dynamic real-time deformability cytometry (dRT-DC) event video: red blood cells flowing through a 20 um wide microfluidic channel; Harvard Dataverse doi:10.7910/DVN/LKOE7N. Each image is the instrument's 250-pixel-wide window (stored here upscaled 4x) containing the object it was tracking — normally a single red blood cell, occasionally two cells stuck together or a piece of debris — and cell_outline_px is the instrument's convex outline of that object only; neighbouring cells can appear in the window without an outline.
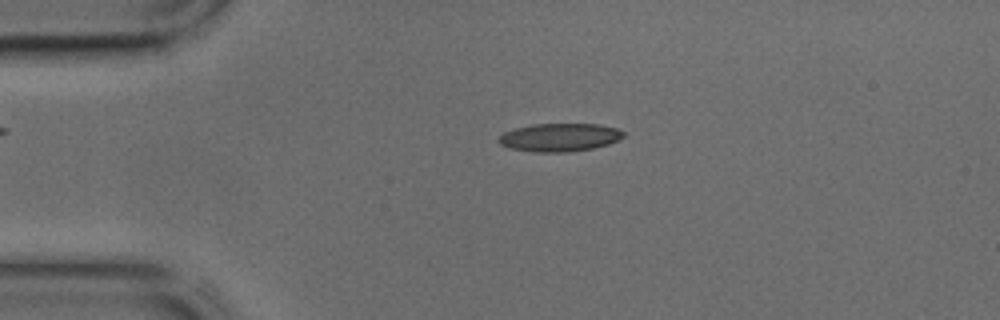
{"species": "common noctule bat (a hibernating species)", "species_latin": "Nyctalus noctula", "temperature_condition": "cold", "stored_images_in_passage": 43, "camera_frame_rate_fps": 3000, "um_per_image_px": 0.085, "animal": {"sex": "male", "body_mass_g": 17.9, "forearm_length_mm": 54.2}, "frame": {"image": 1, "passage_image": 9, "time_ms": 2.667, "image_size_px": [1000, 320], "cell_outline_px": [[624, 136], [608, 144], [592, 148], [568, 152], [536, 152], [512, 148], [500, 144], [496, 140], [504, 132], [516, 128], [532, 124], [600, 124], [616, 128], [624, 132]], "centroid_in_image_um": [47.55, 11.67], "position_along_channel_um": 37.4, "area_um2": 20.29}}
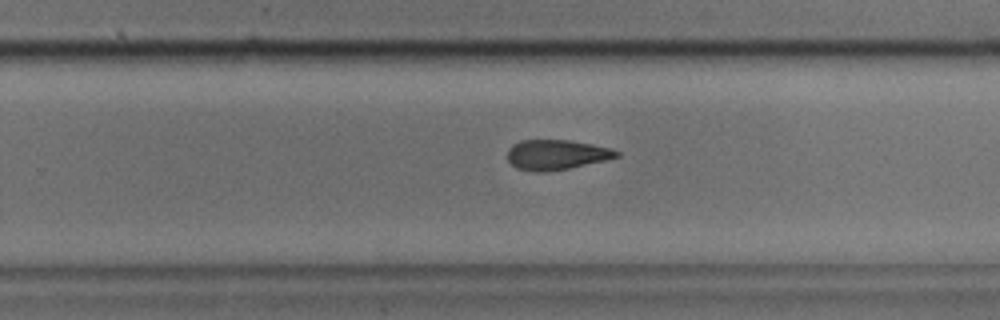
{"frame": {"image": 2, "passage_image": 27, "time_ms": 8.667, "image_size_px": [1000, 320], "cell_outline_px": [[620, 156], [604, 160], [568, 168], [548, 172], [532, 172], [516, 168], [508, 160], [508, 148], [512, 144], [520, 140], [568, 140], [592, 144], [612, 148], [620, 152]], "centroid_in_image_um": [47.27, 13.15], "position_along_channel_um": 282.5, "area_um2": 19.13}}
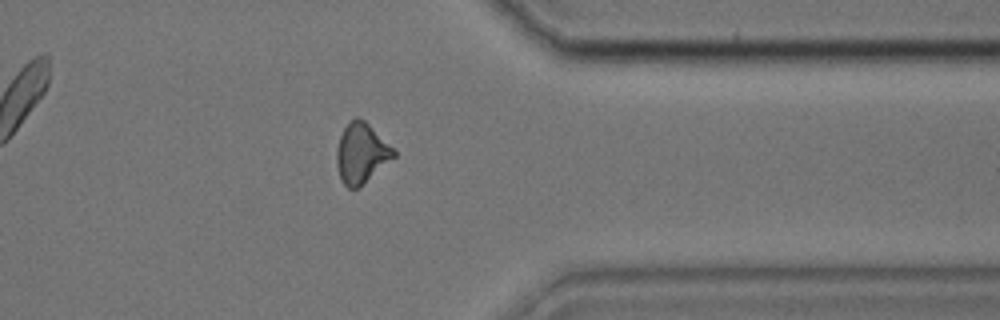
{"frame": {"image": 3, "passage_image": 34, "time_ms": 11.0, "image_size_px": [1000, 320], "cell_outline_px": [[396, 156], [356, 188], [348, 188], [340, 180], [336, 164], [336, 148], [340, 136], [344, 128], [356, 116], [364, 120], [396, 152]], "centroid_in_image_um": [30.67, 13.02], "position_along_channel_um": 380.7, "area_um2": 19.42}}